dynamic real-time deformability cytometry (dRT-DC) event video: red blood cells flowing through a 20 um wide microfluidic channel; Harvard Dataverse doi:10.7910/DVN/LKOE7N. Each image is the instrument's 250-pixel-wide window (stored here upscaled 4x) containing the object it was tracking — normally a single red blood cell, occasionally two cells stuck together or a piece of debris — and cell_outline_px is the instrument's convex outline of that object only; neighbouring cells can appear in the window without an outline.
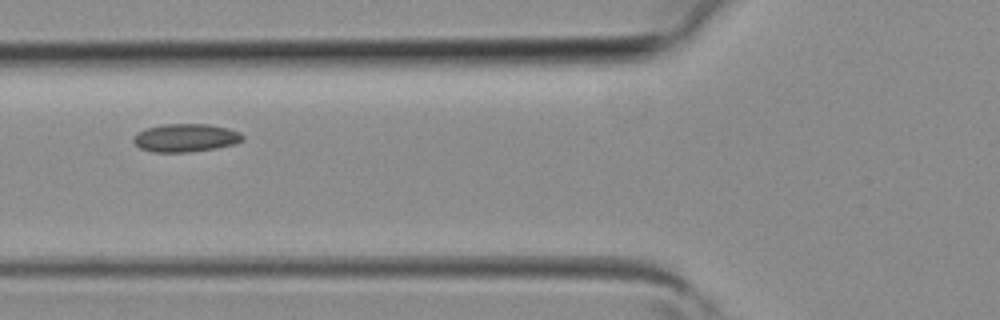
{"species": "common noctule bat (a hibernating species)", "species_latin": "Nyctalus noctula", "temperature_condition": "room temperature", "stored_images_in_passage": 5, "camera_frame_rate_fps": 3000, "um_per_image_px": 0.085, "animal": {"sex": "female", "body_mass_g": 19.3, "forearm_length_mm": 54.1}, "frame": {"image": 1, "passage_image": 4, "time_ms": 1.0, "image_size_px": [1000, 320], "cell_outline_px": [[244, 140], [232, 144], [216, 148], [188, 152], [152, 152], [140, 148], [132, 140], [132, 136], [136, 132], [148, 128], [164, 124], [208, 124], [228, 128], [240, 132], [244, 136]], "centroid_in_image_um": [15.76, 11.71], "position_along_channel_um": 110.0, "area_um2": 17.92}}
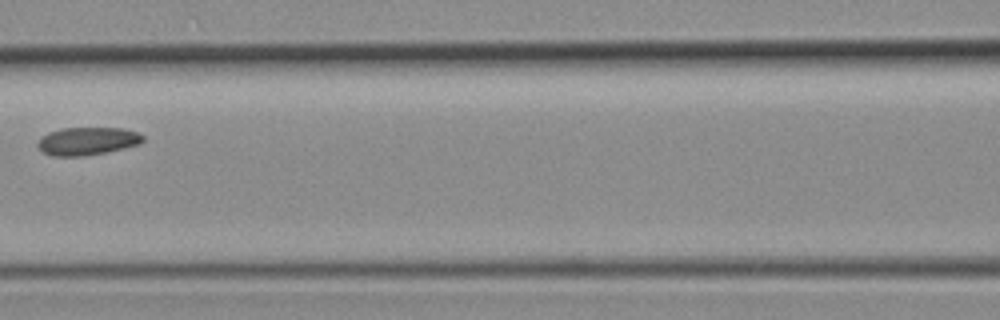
{"frame": {"image": 2, "passage_image": 5, "time_ms": 1.333, "image_size_px": [1000, 320], "cell_outline_px": [[144, 140], [140, 144], [108, 152], [84, 156], [52, 156], [44, 152], [36, 144], [48, 132], [60, 128], [124, 128], [136, 132], [144, 136]], "centroid_in_image_um": [7.45, 11.99], "position_along_channel_um": 159.1, "area_um2": 17.11}}